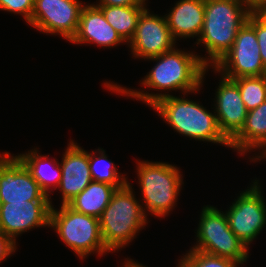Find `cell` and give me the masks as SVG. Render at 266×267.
Wrapping results in <instances>:
<instances>
[{"instance_id":"obj_1","label":"cell","mask_w":266,"mask_h":267,"mask_svg":"<svg viewBox=\"0 0 266 267\" xmlns=\"http://www.w3.org/2000/svg\"><path fill=\"white\" fill-rule=\"evenodd\" d=\"M193 51H183L176 47L168 52L146 60L155 61L153 68L141 79V85L149 90L161 93H149L145 90H134L114 82H104L110 92L119 93L133 99L144 101L150 107L158 100L170 96L169 91H181L183 95L198 93L203 87L205 74L210 70L201 60L200 55ZM209 69V70H208ZM169 90V91H168ZM164 91V93H162ZM167 91V92H165ZM169 93V94H168Z\"/></svg>"},{"instance_id":"obj_2","label":"cell","mask_w":266,"mask_h":267,"mask_svg":"<svg viewBox=\"0 0 266 267\" xmlns=\"http://www.w3.org/2000/svg\"><path fill=\"white\" fill-rule=\"evenodd\" d=\"M251 13L238 0H205L204 25L194 44H204L208 55H201L200 60L207 67H213L232 48L239 29Z\"/></svg>"},{"instance_id":"obj_3","label":"cell","mask_w":266,"mask_h":267,"mask_svg":"<svg viewBox=\"0 0 266 267\" xmlns=\"http://www.w3.org/2000/svg\"><path fill=\"white\" fill-rule=\"evenodd\" d=\"M151 108L178 134L230 148V141L219 128L215 111L210 112L199 102L171 94Z\"/></svg>"},{"instance_id":"obj_4","label":"cell","mask_w":266,"mask_h":267,"mask_svg":"<svg viewBox=\"0 0 266 267\" xmlns=\"http://www.w3.org/2000/svg\"><path fill=\"white\" fill-rule=\"evenodd\" d=\"M135 197L132 184L128 182L116 189L99 218L103 242L109 252L126 248L148 223L140 199Z\"/></svg>"},{"instance_id":"obj_5","label":"cell","mask_w":266,"mask_h":267,"mask_svg":"<svg viewBox=\"0 0 266 267\" xmlns=\"http://www.w3.org/2000/svg\"><path fill=\"white\" fill-rule=\"evenodd\" d=\"M136 165L144 213L160 218L168 216L176 207L184 184L180 168L168 162L147 160H137Z\"/></svg>"},{"instance_id":"obj_6","label":"cell","mask_w":266,"mask_h":267,"mask_svg":"<svg viewBox=\"0 0 266 267\" xmlns=\"http://www.w3.org/2000/svg\"><path fill=\"white\" fill-rule=\"evenodd\" d=\"M60 206L58 210L51 207L50 228L66 246L82 260L92 253H110L104 245L98 218L77 212L67 204Z\"/></svg>"},{"instance_id":"obj_7","label":"cell","mask_w":266,"mask_h":267,"mask_svg":"<svg viewBox=\"0 0 266 267\" xmlns=\"http://www.w3.org/2000/svg\"><path fill=\"white\" fill-rule=\"evenodd\" d=\"M196 229V245L189 250H198L213 256L228 258L244 264L249 257L248 248L230 229L225 212L207 205L203 206Z\"/></svg>"},{"instance_id":"obj_8","label":"cell","mask_w":266,"mask_h":267,"mask_svg":"<svg viewBox=\"0 0 266 267\" xmlns=\"http://www.w3.org/2000/svg\"><path fill=\"white\" fill-rule=\"evenodd\" d=\"M240 193L225 211L231 231L248 247L266 227V201L259 180Z\"/></svg>"},{"instance_id":"obj_9","label":"cell","mask_w":266,"mask_h":267,"mask_svg":"<svg viewBox=\"0 0 266 267\" xmlns=\"http://www.w3.org/2000/svg\"><path fill=\"white\" fill-rule=\"evenodd\" d=\"M212 69L228 79L266 75L255 29L248 21L239 29L232 48Z\"/></svg>"},{"instance_id":"obj_10","label":"cell","mask_w":266,"mask_h":267,"mask_svg":"<svg viewBox=\"0 0 266 267\" xmlns=\"http://www.w3.org/2000/svg\"><path fill=\"white\" fill-rule=\"evenodd\" d=\"M83 4L79 0H34L29 25L44 34L71 41L76 35Z\"/></svg>"},{"instance_id":"obj_11","label":"cell","mask_w":266,"mask_h":267,"mask_svg":"<svg viewBox=\"0 0 266 267\" xmlns=\"http://www.w3.org/2000/svg\"><path fill=\"white\" fill-rule=\"evenodd\" d=\"M8 151L0 154V203L50 201L30 172Z\"/></svg>"},{"instance_id":"obj_12","label":"cell","mask_w":266,"mask_h":267,"mask_svg":"<svg viewBox=\"0 0 266 267\" xmlns=\"http://www.w3.org/2000/svg\"><path fill=\"white\" fill-rule=\"evenodd\" d=\"M170 33L165 15L150 13L146 7L139 16L136 31L128 43L135 58L148 59L172 50L177 44Z\"/></svg>"},{"instance_id":"obj_13","label":"cell","mask_w":266,"mask_h":267,"mask_svg":"<svg viewBox=\"0 0 266 267\" xmlns=\"http://www.w3.org/2000/svg\"><path fill=\"white\" fill-rule=\"evenodd\" d=\"M50 201L0 203V231L16 243V237L38 227H50Z\"/></svg>"},{"instance_id":"obj_14","label":"cell","mask_w":266,"mask_h":267,"mask_svg":"<svg viewBox=\"0 0 266 267\" xmlns=\"http://www.w3.org/2000/svg\"><path fill=\"white\" fill-rule=\"evenodd\" d=\"M220 76L213 108L221 132L230 141L241 130L248 111L237 84L232 79Z\"/></svg>"},{"instance_id":"obj_15","label":"cell","mask_w":266,"mask_h":267,"mask_svg":"<svg viewBox=\"0 0 266 267\" xmlns=\"http://www.w3.org/2000/svg\"><path fill=\"white\" fill-rule=\"evenodd\" d=\"M63 153L60 162L62 176L57 188L62 195V205L81 193L92 181L88 151L70 140Z\"/></svg>"},{"instance_id":"obj_16","label":"cell","mask_w":266,"mask_h":267,"mask_svg":"<svg viewBox=\"0 0 266 267\" xmlns=\"http://www.w3.org/2000/svg\"><path fill=\"white\" fill-rule=\"evenodd\" d=\"M71 42L72 44H95L105 48L126 43L94 3L85 4L82 8L78 30Z\"/></svg>"},{"instance_id":"obj_17","label":"cell","mask_w":266,"mask_h":267,"mask_svg":"<svg viewBox=\"0 0 266 267\" xmlns=\"http://www.w3.org/2000/svg\"><path fill=\"white\" fill-rule=\"evenodd\" d=\"M230 148L241 156L247 155L249 151L255 152V149L260 150L249 159H252L250 162L263 159L266 155V100L247 112L241 130L230 140Z\"/></svg>"},{"instance_id":"obj_18","label":"cell","mask_w":266,"mask_h":267,"mask_svg":"<svg viewBox=\"0 0 266 267\" xmlns=\"http://www.w3.org/2000/svg\"><path fill=\"white\" fill-rule=\"evenodd\" d=\"M205 15V0H179L165 14L171 36L175 41L199 38ZM180 38V39H179Z\"/></svg>"},{"instance_id":"obj_19","label":"cell","mask_w":266,"mask_h":267,"mask_svg":"<svg viewBox=\"0 0 266 267\" xmlns=\"http://www.w3.org/2000/svg\"><path fill=\"white\" fill-rule=\"evenodd\" d=\"M49 155L39 154L38 148L20 153L16 157L37 181L40 189L49 197L52 190L60 184L62 171L59 160L50 159ZM52 188V189H51Z\"/></svg>"},{"instance_id":"obj_20","label":"cell","mask_w":266,"mask_h":267,"mask_svg":"<svg viewBox=\"0 0 266 267\" xmlns=\"http://www.w3.org/2000/svg\"><path fill=\"white\" fill-rule=\"evenodd\" d=\"M116 187L107 183L91 181L90 184L67 205L73 210L100 218L108 206Z\"/></svg>"},{"instance_id":"obj_21","label":"cell","mask_w":266,"mask_h":267,"mask_svg":"<svg viewBox=\"0 0 266 267\" xmlns=\"http://www.w3.org/2000/svg\"><path fill=\"white\" fill-rule=\"evenodd\" d=\"M98 7L104 14L106 21L128 44L135 34L139 16L147 5Z\"/></svg>"},{"instance_id":"obj_22","label":"cell","mask_w":266,"mask_h":267,"mask_svg":"<svg viewBox=\"0 0 266 267\" xmlns=\"http://www.w3.org/2000/svg\"><path fill=\"white\" fill-rule=\"evenodd\" d=\"M90 174L93 181L107 183L117 189L128 184L127 177L120 174L114 162L108 159L103 148L89 153Z\"/></svg>"},{"instance_id":"obj_23","label":"cell","mask_w":266,"mask_h":267,"mask_svg":"<svg viewBox=\"0 0 266 267\" xmlns=\"http://www.w3.org/2000/svg\"><path fill=\"white\" fill-rule=\"evenodd\" d=\"M238 86L247 111L255 109L266 100V75L232 79Z\"/></svg>"},{"instance_id":"obj_24","label":"cell","mask_w":266,"mask_h":267,"mask_svg":"<svg viewBox=\"0 0 266 267\" xmlns=\"http://www.w3.org/2000/svg\"><path fill=\"white\" fill-rule=\"evenodd\" d=\"M178 264L181 267H239L241 264L237 261L213 256L198 250H189L180 259Z\"/></svg>"},{"instance_id":"obj_25","label":"cell","mask_w":266,"mask_h":267,"mask_svg":"<svg viewBox=\"0 0 266 267\" xmlns=\"http://www.w3.org/2000/svg\"><path fill=\"white\" fill-rule=\"evenodd\" d=\"M247 21L254 27L258 46L260 48V55L262 57V63L266 68V11L252 12Z\"/></svg>"},{"instance_id":"obj_26","label":"cell","mask_w":266,"mask_h":267,"mask_svg":"<svg viewBox=\"0 0 266 267\" xmlns=\"http://www.w3.org/2000/svg\"><path fill=\"white\" fill-rule=\"evenodd\" d=\"M34 0H0V10L23 16L26 23L32 17Z\"/></svg>"},{"instance_id":"obj_27","label":"cell","mask_w":266,"mask_h":267,"mask_svg":"<svg viewBox=\"0 0 266 267\" xmlns=\"http://www.w3.org/2000/svg\"><path fill=\"white\" fill-rule=\"evenodd\" d=\"M17 244L2 231H0V263L7 260L16 252Z\"/></svg>"},{"instance_id":"obj_28","label":"cell","mask_w":266,"mask_h":267,"mask_svg":"<svg viewBox=\"0 0 266 267\" xmlns=\"http://www.w3.org/2000/svg\"><path fill=\"white\" fill-rule=\"evenodd\" d=\"M148 0H98L96 6H133L146 5Z\"/></svg>"},{"instance_id":"obj_29","label":"cell","mask_w":266,"mask_h":267,"mask_svg":"<svg viewBox=\"0 0 266 267\" xmlns=\"http://www.w3.org/2000/svg\"><path fill=\"white\" fill-rule=\"evenodd\" d=\"M245 4L252 12L266 11V0H238Z\"/></svg>"},{"instance_id":"obj_30","label":"cell","mask_w":266,"mask_h":267,"mask_svg":"<svg viewBox=\"0 0 266 267\" xmlns=\"http://www.w3.org/2000/svg\"><path fill=\"white\" fill-rule=\"evenodd\" d=\"M121 267H147V266L146 265L144 266L143 264H140L139 262L134 261L133 259L125 258V261L123 262Z\"/></svg>"}]
</instances>
